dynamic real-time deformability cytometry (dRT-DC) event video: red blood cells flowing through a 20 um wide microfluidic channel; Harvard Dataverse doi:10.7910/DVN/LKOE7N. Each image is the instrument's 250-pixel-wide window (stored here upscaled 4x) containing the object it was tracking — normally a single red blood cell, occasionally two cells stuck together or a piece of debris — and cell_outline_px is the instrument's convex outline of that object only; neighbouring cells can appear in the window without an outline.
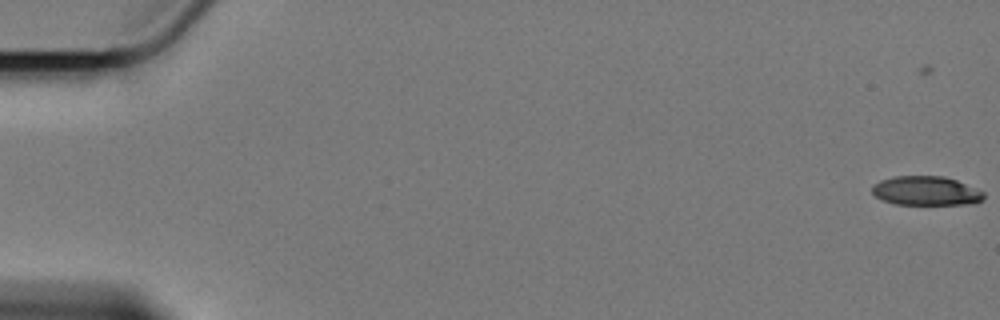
{"species": "Egyptian fruit bat (a non-hibernating species)", "species_latin": "Rousettus aegyptiacus", "temperature_condition": "cold", "stored_images_in_passage": 50, "camera_frame_rate_fps": 3000, "um_per_image_px": 0.085, "animal": {"sex": "female"}, "frame": {"image": 1, "passage_image": 3, "time_ms": 0.667, "image_size_px": [1000, 320], "cell_outline_px": [[984, 200], [976, 204], [896, 204], [880, 200], [872, 192], [872, 184], [880, 180], [892, 176], [944, 176], [956, 180], [984, 192]], "centroid_in_image_um": [78.7, 16.22], "position_along_channel_um": 6.3, "area_um2": 19.13}}
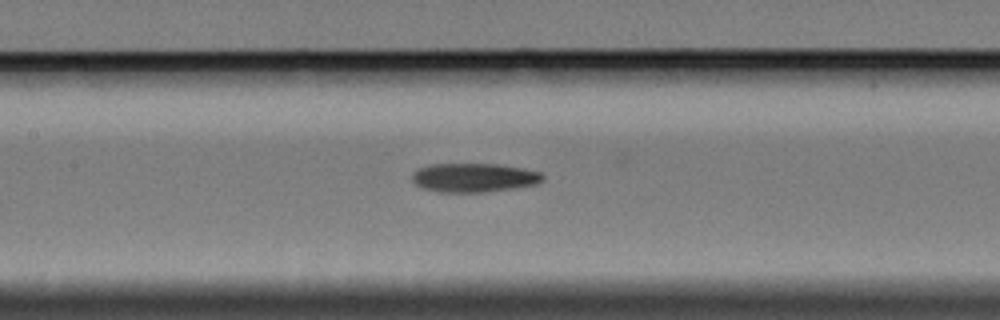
{"frame": {"image": 2, "passage_image": 31, "time_ms": 10.0, "image_size_px": [1000, 320], "cell_outline_px": [[544, 180], [536, 184], [516, 188], [484, 192], [440, 192], [424, 188], [416, 184], [412, 180], [412, 172], [420, 168], [432, 164], [496, 164], [524, 168], [540, 172], [544, 176]], "centroid_in_image_um": [40.32, 15.1], "position_along_channel_um": 167.1, "area_um2": 22.02}}
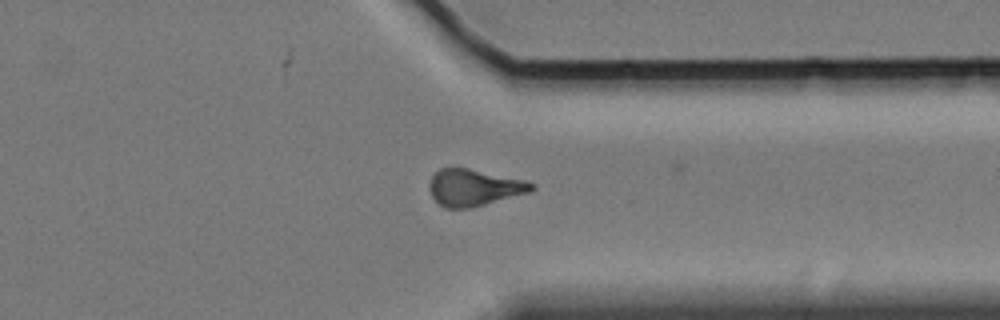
{"frame": {"image": 3, "passage_image": 49, "time_ms": 16.0, "image_size_px": [1000, 320], "cell_outline_px": [[536, 188], [528, 192], [472, 208], [444, 208], [432, 196], [428, 188], [428, 184], [432, 176], [440, 168], [452, 164], [528, 180], [536, 184]], "centroid_in_image_um": [40.28, 15.89], "position_along_channel_um": 371.1, "area_um2": 22.54}}